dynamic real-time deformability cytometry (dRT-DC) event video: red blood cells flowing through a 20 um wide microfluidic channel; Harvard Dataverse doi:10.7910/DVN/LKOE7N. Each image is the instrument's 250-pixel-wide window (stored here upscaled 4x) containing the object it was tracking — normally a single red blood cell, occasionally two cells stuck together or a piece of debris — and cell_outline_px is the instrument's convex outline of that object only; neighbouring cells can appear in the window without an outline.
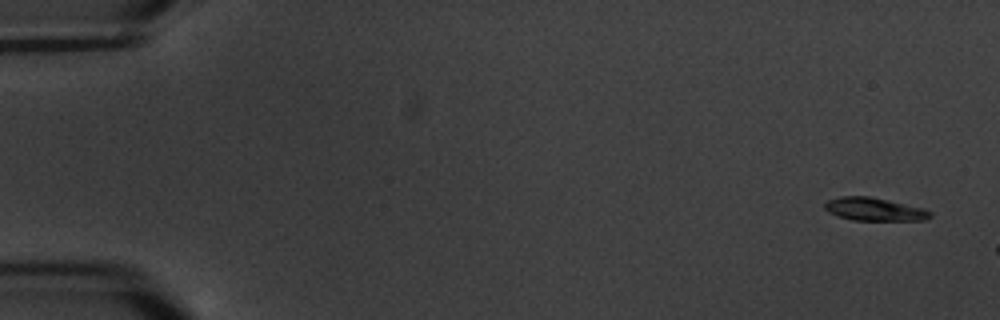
{"species": "common noctule bat (a hibernating species)", "species_latin": "Nyctalus noctula", "temperature_condition": "warm", "stored_images_in_passage": 3, "camera_frame_rate_fps": 3000, "um_per_image_px": 0.085, "animal": {"sex": "male", "body_mass_g": 20.1, "forearm_length_mm": 53.5}, "frame": {"image": 1, "passage_image": 1, "time_ms": 0.0, "image_size_px": [1000, 320], "cell_outline_px": [[932, 216], [924, 220], [852, 220], [828, 212], [824, 208], [824, 204], [828, 200], [840, 196], [868, 196], [924, 208], [932, 212]], "centroid_in_image_um": [74.32, 17.78], "position_along_channel_um": 10.7, "area_um2": 14.05}}